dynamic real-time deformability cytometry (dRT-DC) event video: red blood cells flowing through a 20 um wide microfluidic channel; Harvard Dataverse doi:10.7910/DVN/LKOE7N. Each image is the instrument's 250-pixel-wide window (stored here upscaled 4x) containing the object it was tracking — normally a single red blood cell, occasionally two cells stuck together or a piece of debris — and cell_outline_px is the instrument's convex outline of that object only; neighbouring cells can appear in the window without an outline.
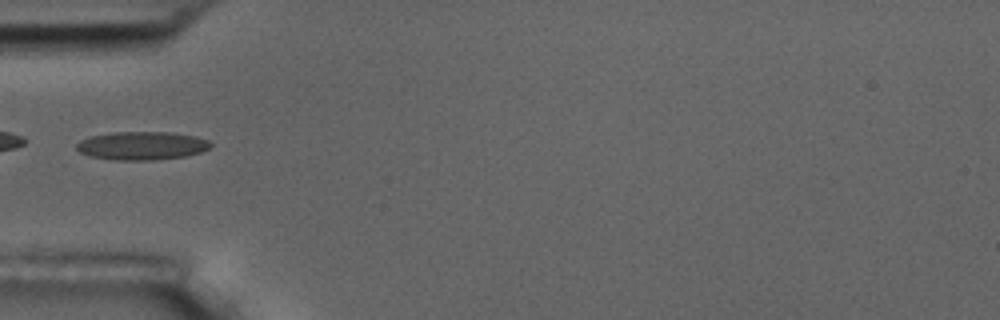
{"species": "common noctule bat (a hibernating species)", "species_latin": "Nyctalus noctula", "temperature_condition": "room temperature", "stored_images_in_passage": 3, "camera_frame_rate_fps": 3000, "um_per_image_px": 0.085, "animal": {"sex": "male", "body_mass_g": 17.5, "forearm_length_mm": 52.3}, "frame": {"image": 1, "passage_image": 3, "time_ms": 2.333, "image_size_px": [1000, 320], "cell_outline_px": [[212, 144], [208, 148], [200, 152], [184, 156], [152, 160], [116, 160], [92, 156], [80, 152], [76, 148], [76, 144], [80, 140], [88, 136], [112, 132], [168, 132], [196, 136], [208, 140]], "centroid_in_image_um": [12.03, 12.37], "position_along_channel_um": 73.0, "area_um2": 22.02}}